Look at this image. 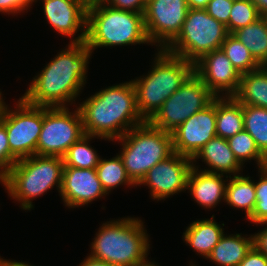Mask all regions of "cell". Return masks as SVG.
I'll return each mask as SVG.
<instances>
[{"label":"cell","mask_w":267,"mask_h":266,"mask_svg":"<svg viewBox=\"0 0 267 266\" xmlns=\"http://www.w3.org/2000/svg\"><path fill=\"white\" fill-rule=\"evenodd\" d=\"M91 54L85 42H69L33 78L21 98L30 105L41 107H67L68 103L73 104L86 84Z\"/></svg>","instance_id":"6da1fadb"},{"label":"cell","mask_w":267,"mask_h":266,"mask_svg":"<svg viewBox=\"0 0 267 266\" xmlns=\"http://www.w3.org/2000/svg\"><path fill=\"white\" fill-rule=\"evenodd\" d=\"M84 133L114 141L145 122L139 114L132 81L106 87L81 104Z\"/></svg>","instance_id":"7a4b0ae2"},{"label":"cell","mask_w":267,"mask_h":266,"mask_svg":"<svg viewBox=\"0 0 267 266\" xmlns=\"http://www.w3.org/2000/svg\"><path fill=\"white\" fill-rule=\"evenodd\" d=\"M140 218L110 220L100 226L91 243L97 260L118 266H138L148 256L149 236Z\"/></svg>","instance_id":"3957f363"},{"label":"cell","mask_w":267,"mask_h":266,"mask_svg":"<svg viewBox=\"0 0 267 266\" xmlns=\"http://www.w3.org/2000/svg\"><path fill=\"white\" fill-rule=\"evenodd\" d=\"M153 66L147 75L131 80L139 114L148 121L194 72V64L182 57L157 49Z\"/></svg>","instance_id":"277c9868"},{"label":"cell","mask_w":267,"mask_h":266,"mask_svg":"<svg viewBox=\"0 0 267 266\" xmlns=\"http://www.w3.org/2000/svg\"><path fill=\"white\" fill-rule=\"evenodd\" d=\"M63 167L61 157L34 154L17 160L0 183L23 210L29 211L34 208L32 201L54 186L60 193Z\"/></svg>","instance_id":"5b68a950"},{"label":"cell","mask_w":267,"mask_h":266,"mask_svg":"<svg viewBox=\"0 0 267 266\" xmlns=\"http://www.w3.org/2000/svg\"><path fill=\"white\" fill-rule=\"evenodd\" d=\"M85 43L92 52L99 47L151 44L143 13L119 10L109 5L87 10Z\"/></svg>","instance_id":"8992f818"},{"label":"cell","mask_w":267,"mask_h":266,"mask_svg":"<svg viewBox=\"0 0 267 266\" xmlns=\"http://www.w3.org/2000/svg\"><path fill=\"white\" fill-rule=\"evenodd\" d=\"M122 145V158L128 176L137 185L157 163L174 153L172 136L148 121L133 127L115 140Z\"/></svg>","instance_id":"52a82bcc"},{"label":"cell","mask_w":267,"mask_h":266,"mask_svg":"<svg viewBox=\"0 0 267 266\" xmlns=\"http://www.w3.org/2000/svg\"><path fill=\"white\" fill-rule=\"evenodd\" d=\"M228 35L226 25L205 9H189L179 34L164 50L195 64L205 54L221 49Z\"/></svg>","instance_id":"ba28073f"},{"label":"cell","mask_w":267,"mask_h":266,"mask_svg":"<svg viewBox=\"0 0 267 266\" xmlns=\"http://www.w3.org/2000/svg\"><path fill=\"white\" fill-rule=\"evenodd\" d=\"M216 96L193 72L182 86L165 100L148 122L164 132H174L186 119L208 106Z\"/></svg>","instance_id":"9c48e42d"},{"label":"cell","mask_w":267,"mask_h":266,"mask_svg":"<svg viewBox=\"0 0 267 266\" xmlns=\"http://www.w3.org/2000/svg\"><path fill=\"white\" fill-rule=\"evenodd\" d=\"M69 110L68 107H42V130L36 155L63 158L68 149L85 135L78 106L74 112Z\"/></svg>","instance_id":"30bf717a"},{"label":"cell","mask_w":267,"mask_h":266,"mask_svg":"<svg viewBox=\"0 0 267 266\" xmlns=\"http://www.w3.org/2000/svg\"><path fill=\"white\" fill-rule=\"evenodd\" d=\"M0 121L6 128L10 152L18 160L36 154L42 130L41 106L30 105L20 97L14 110L3 105Z\"/></svg>","instance_id":"8fae6325"},{"label":"cell","mask_w":267,"mask_h":266,"mask_svg":"<svg viewBox=\"0 0 267 266\" xmlns=\"http://www.w3.org/2000/svg\"><path fill=\"white\" fill-rule=\"evenodd\" d=\"M188 11L186 0H147L143 15L151 45L165 49L179 34Z\"/></svg>","instance_id":"7c38bea8"},{"label":"cell","mask_w":267,"mask_h":266,"mask_svg":"<svg viewBox=\"0 0 267 266\" xmlns=\"http://www.w3.org/2000/svg\"><path fill=\"white\" fill-rule=\"evenodd\" d=\"M192 167L191 158L174 152L153 166L137 185L148 186L154 200H165L187 190L188 175Z\"/></svg>","instance_id":"4fadbf2b"},{"label":"cell","mask_w":267,"mask_h":266,"mask_svg":"<svg viewBox=\"0 0 267 266\" xmlns=\"http://www.w3.org/2000/svg\"><path fill=\"white\" fill-rule=\"evenodd\" d=\"M174 152L193 159L216 135V97L171 133Z\"/></svg>","instance_id":"5bb4252c"},{"label":"cell","mask_w":267,"mask_h":266,"mask_svg":"<svg viewBox=\"0 0 267 266\" xmlns=\"http://www.w3.org/2000/svg\"><path fill=\"white\" fill-rule=\"evenodd\" d=\"M194 72L216 97L234 96L239 90L241 73L222 49L205 54L194 64Z\"/></svg>","instance_id":"9a60e30c"},{"label":"cell","mask_w":267,"mask_h":266,"mask_svg":"<svg viewBox=\"0 0 267 266\" xmlns=\"http://www.w3.org/2000/svg\"><path fill=\"white\" fill-rule=\"evenodd\" d=\"M38 0H33V3ZM43 11L47 22L62 36L78 37L71 39L70 43L86 41L87 8L81 0H42ZM81 29V30H80Z\"/></svg>","instance_id":"2e32d148"},{"label":"cell","mask_w":267,"mask_h":266,"mask_svg":"<svg viewBox=\"0 0 267 266\" xmlns=\"http://www.w3.org/2000/svg\"><path fill=\"white\" fill-rule=\"evenodd\" d=\"M60 197L68 208H75L106 196L96 169L63 167Z\"/></svg>","instance_id":"e0dca14e"},{"label":"cell","mask_w":267,"mask_h":266,"mask_svg":"<svg viewBox=\"0 0 267 266\" xmlns=\"http://www.w3.org/2000/svg\"><path fill=\"white\" fill-rule=\"evenodd\" d=\"M196 164H193L189 172L187 189L199 206L212 209L220 204L221 200L225 201L226 182L229 179L224 180V175L199 170Z\"/></svg>","instance_id":"ac0fdd59"},{"label":"cell","mask_w":267,"mask_h":266,"mask_svg":"<svg viewBox=\"0 0 267 266\" xmlns=\"http://www.w3.org/2000/svg\"><path fill=\"white\" fill-rule=\"evenodd\" d=\"M199 158L208 166L204 171L220 175L226 174V178L228 175L231 177V175L241 174L240 171L243 168L230 149L227 139L218 136L213 137L201 148L192 159L193 164Z\"/></svg>","instance_id":"d6986e66"},{"label":"cell","mask_w":267,"mask_h":266,"mask_svg":"<svg viewBox=\"0 0 267 266\" xmlns=\"http://www.w3.org/2000/svg\"><path fill=\"white\" fill-rule=\"evenodd\" d=\"M224 233V228L215 222L212 215L211 219L193 221L183 232L182 237L193 251L206 259Z\"/></svg>","instance_id":"ffe728a7"},{"label":"cell","mask_w":267,"mask_h":266,"mask_svg":"<svg viewBox=\"0 0 267 266\" xmlns=\"http://www.w3.org/2000/svg\"><path fill=\"white\" fill-rule=\"evenodd\" d=\"M250 236V237H247ZM224 234L206 258L220 266H239L253 247V235Z\"/></svg>","instance_id":"44dd1931"},{"label":"cell","mask_w":267,"mask_h":266,"mask_svg":"<svg viewBox=\"0 0 267 266\" xmlns=\"http://www.w3.org/2000/svg\"><path fill=\"white\" fill-rule=\"evenodd\" d=\"M243 130V105L234 96L216 97V135L228 139Z\"/></svg>","instance_id":"7402d4cb"},{"label":"cell","mask_w":267,"mask_h":266,"mask_svg":"<svg viewBox=\"0 0 267 266\" xmlns=\"http://www.w3.org/2000/svg\"><path fill=\"white\" fill-rule=\"evenodd\" d=\"M234 97L242 105H252L267 109V69L241 74L240 86Z\"/></svg>","instance_id":"603a6c76"},{"label":"cell","mask_w":267,"mask_h":266,"mask_svg":"<svg viewBox=\"0 0 267 266\" xmlns=\"http://www.w3.org/2000/svg\"><path fill=\"white\" fill-rule=\"evenodd\" d=\"M226 185L225 203L236 209H243L248 219L256 204L255 182L243 174L229 177Z\"/></svg>","instance_id":"cb8c5ba5"},{"label":"cell","mask_w":267,"mask_h":266,"mask_svg":"<svg viewBox=\"0 0 267 266\" xmlns=\"http://www.w3.org/2000/svg\"><path fill=\"white\" fill-rule=\"evenodd\" d=\"M263 66L267 62V22L263 17L232 33Z\"/></svg>","instance_id":"d4e9b609"},{"label":"cell","mask_w":267,"mask_h":266,"mask_svg":"<svg viewBox=\"0 0 267 266\" xmlns=\"http://www.w3.org/2000/svg\"><path fill=\"white\" fill-rule=\"evenodd\" d=\"M95 169L98 179L107 194H109L112 189L121 186V184L137 187V185L128 176L122 158L119 154L109 160L100 158Z\"/></svg>","instance_id":"484cf974"},{"label":"cell","mask_w":267,"mask_h":266,"mask_svg":"<svg viewBox=\"0 0 267 266\" xmlns=\"http://www.w3.org/2000/svg\"><path fill=\"white\" fill-rule=\"evenodd\" d=\"M244 130L247 131L259 149L267 158V109L252 105H243Z\"/></svg>","instance_id":"4316f807"},{"label":"cell","mask_w":267,"mask_h":266,"mask_svg":"<svg viewBox=\"0 0 267 266\" xmlns=\"http://www.w3.org/2000/svg\"><path fill=\"white\" fill-rule=\"evenodd\" d=\"M92 138L105 139L87 134L83 135L68 149L63 157L64 167L80 169H93L97 167L101 157H99L96 150L90 146L89 142Z\"/></svg>","instance_id":"83f0119b"},{"label":"cell","mask_w":267,"mask_h":266,"mask_svg":"<svg viewBox=\"0 0 267 266\" xmlns=\"http://www.w3.org/2000/svg\"><path fill=\"white\" fill-rule=\"evenodd\" d=\"M221 49L229 58L233 66L244 74L257 70L261 65L254 59L248 48L233 34H229L222 43Z\"/></svg>","instance_id":"f1b7e54d"},{"label":"cell","mask_w":267,"mask_h":266,"mask_svg":"<svg viewBox=\"0 0 267 266\" xmlns=\"http://www.w3.org/2000/svg\"><path fill=\"white\" fill-rule=\"evenodd\" d=\"M230 149L243 166L247 161L255 160L259 168L266 165V157L257 148L252 136L245 130L227 139Z\"/></svg>","instance_id":"f546056e"},{"label":"cell","mask_w":267,"mask_h":266,"mask_svg":"<svg viewBox=\"0 0 267 266\" xmlns=\"http://www.w3.org/2000/svg\"><path fill=\"white\" fill-rule=\"evenodd\" d=\"M261 17L262 14L252 0H236L233 1L226 27L229 34H232L236 30L257 21Z\"/></svg>","instance_id":"4dcf8cb0"},{"label":"cell","mask_w":267,"mask_h":266,"mask_svg":"<svg viewBox=\"0 0 267 266\" xmlns=\"http://www.w3.org/2000/svg\"><path fill=\"white\" fill-rule=\"evenodd\" d=\"M260 178L255 182L256 204L248 218L253 224L267 223V168H259Z\"/></svg>","instance_id":"1f68e13d"},{"label":"cell","mask_w":267,"mask_h":266,"mask_svg":"<svg viewBox=\"0 0 267 266\" xmlns=\"http://www.w3.org/2000/svg\"><path fill=\"white\" fill-rule=\"evenodd\" d=\"M17 160L10 152L6 128L0 121V182Z\"/></svg>","instance_id":"d6a6232c"},{"label":"cell","mask_w":267,"mask_h":266,"mask_svg":"<svg viewBox=\"0 0 267 266\" xmlns=\"http://www.w3.org/2000/svg\"><path fill=\"white\" fill-rule=\"evenodd\" d=\"M232 5V0H210L205 10L214 19L226 25L229 21Z\"/></svg>","instance_id":"836d02e7"},{"label":"cell","mask_w":267,"mask_h":266,"mask_svg":"<svg viewBox=\"0 0 267 266\" xmlns=\"http://www.w3.org/2000/svg\"><path fill=\"white\" fill-rule=\"evenodd\" d=\"M33 0H0V13H6L8 15L25 12L32 6Z\"/></svg>","instance_id":"e575fe53"},{"label":"cell","mask_w":267,"mask_h":266,"mask_svg":"<svg viewBox=\"0 0 267 266\" xmlns=\"http://www.w3.org/2000/svg\"><path fill=\"white\" fill-rule=\"evenodd\" d=\"M146 4L147 0H112L109 6L119 10L144 14Z\"/></svg>","instance_id":"d590c367"},{"label":"cell","mask_w":267,"mask_h":266,"mask_svg":"<svg viewBox=\"0 0 267 266\" xmlns=\"http://www.w3.org/2000/svg\"><path fill=\"white\" fill-rule=\"evenodd\" d=\"M239 266H267V257L253 246Z\"/></svg>","instance_id":"8d00e7d4"},{"label":"cell","mask_w":267,"mask_h":266,"mask_svg":"<svg viewBox=\"0 0 267 266\" xmlns=\"http://www.w3.org/2000/svg\"><path fill=\"white\" fill-rule=\"evenodd\" d=\"M259 225H266V227L253 234V246L267 257V223H260Z\"/></svg>","instance_id":"74e56055"},{"label":"cell","mask_w":267,"mask_h":266,"mask_svg":"<svg viewBox=\"0 0 267 266\" xmlns=\"http://www.w3.org/2000/svg\"><path fill=\"white\" fill-rule=\"evenodd\" d=\"M79 266H118V265L109 264L107 262L97 260L88 255V257H86V259H84L83 262L79 264Z\"/></svg>","instance_id":"f35d334b"},{"label":"cell","mask_w":267,"mask_h":266,"mask_svg":"<svg viewBox=\"0 0 267 266\" xmlns=\"http://www.w3.org/2000/svg\"><path fill=\"white\" fill-rule=\"evenodd\" d=\"M210 0H186L189 9H205Z\"/></svg>","instance_id":"ab89813d"},{"label":"cell","mask_w":267,"mask_h":266,"mask_svg":"<svg viewBox=\"0 0 267 266\" xmlns=\"http://www.w3.org/2000/svg\"><path fill=\"white\" fill-rule=\"evenodd\" d=\"M112 0H84L87 10L103 5H109Z\"/></svg>","instance_id":"60d3db41"},{"label":"cell","mask_w":267,"mask_h":266,"mask_svg":"<svg viewBox=\"0 0 267 266\" xmlns=\"http://www.w3.org/2000/svg\"><path fill=\"white\" fill-rule=\"evenodd\" d=\"M0 265L3 266H34L31 264H28L27 262H18V261H11V260H6L0 257Z\"/></svg>","instance_id":"b9f144b4"},{"label":"cell","mask_w":267,"mask_h":266,"mask_svg":"<svg viewBox=\"0 0 267 266\" xmlns=\"http://www.w3.org/2000/svg\"><path fill=\"white\" fill-rule=\"evenodd\" d=\"M261 14L267 11V0H252Z\"/></svg>","instance_id":"7bdbcfd3"},{"label":"cell","mask_w":267,"mask_h":266,"mask_svg":"<svg viewBox=\"0 0 267 266\" xmlns=\"http://www.w3.org/2000/svg\"><path fill=\"white\" fill-rule=\"evenodd\" d=\"M138 266H159L158 264H156L154 261L150 262L147 258L145 260H143Z\"/></svg>","instance_id":"ee69618b"},{"label":"cell","mask_w":267,"mask_h":266,"mask_svg":"<svg viewBox=\"0 0 267 266\" xmlns=\"http://www.w3.org/2000/svg\"><path fill=\"white\" fill-rule=\"evenodd\" d=\"M5 104L3 97H2V92L0 91V113L2 111L3 105Z\"/></svg>","instance_id":"f6af8a7d"},{"label":"cell","mask_w":267,"mask_h":266,"mask_svg":"<svg viewBox=\"0 0 267 266\" xmlns=\"http://www.w3.org/2000/svg\"><path fill=\"white\" fill-rule=\"evenodd\" d=\"M262 17L265 19V21L267 22V11L265 13L262 14Z\"/></svg>","instance_id":"bcb514c9"},{"label":"cell","mask_w":267,"mask_h":266,"mask_svg":"<svg viewBox=\"0 0 267 266\" xmlns=\"http://www.w3.org/2000/svg\"><path fill=\"white\" fill-rule=\"evenodd\" d=\"M263 67L267 69V62L263 65Z\"/></svg>","instance_id":"7dc6e473"}]
</instances>
